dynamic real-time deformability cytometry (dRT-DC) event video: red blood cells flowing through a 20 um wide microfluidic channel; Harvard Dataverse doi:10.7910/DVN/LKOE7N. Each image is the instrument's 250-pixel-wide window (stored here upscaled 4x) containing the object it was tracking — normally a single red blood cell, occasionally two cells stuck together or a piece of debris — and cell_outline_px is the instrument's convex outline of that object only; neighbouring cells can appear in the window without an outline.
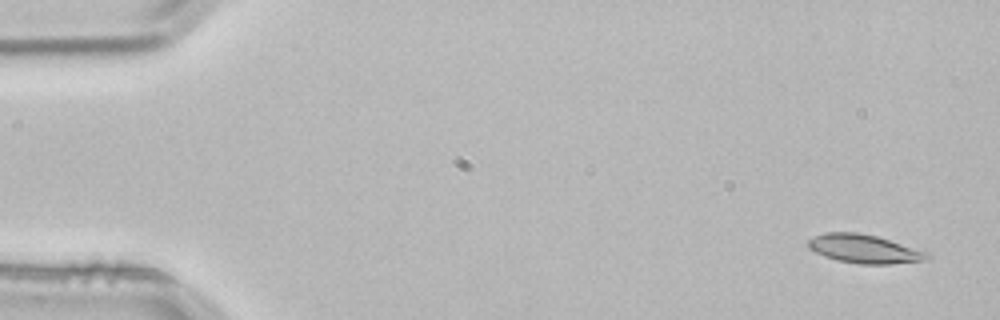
{"species": "common noctule bat (a hibernating species)", "species_latin": "Nyctalus noctula", "temperature_condition": "room temperature", "stored_images_in_passage": 3, "camera_frame_rate_fps": 3000, "um_per_image_px": 0.085, "animal": {"sex": "male", "body_mass_g": 21.5, "forearm_length_mm": 52.0}, "frame": {"image": 1, "passage_image": 1, "time_ms": 0.0, "image_size_px": [1000, 320], "cell_outline_px": [[932, 256], [920, 260], [892, 264], [860, 264], [836, 260], [824, 256], [808, 248], [808, 240], [812, 236], [824, 232], [856, 232], [876, 236], [928, 252]], "centroid_in_image_um": [73.4, 21.15], "position_along_channel_um": 11.6, "area_um2": 19.71}}
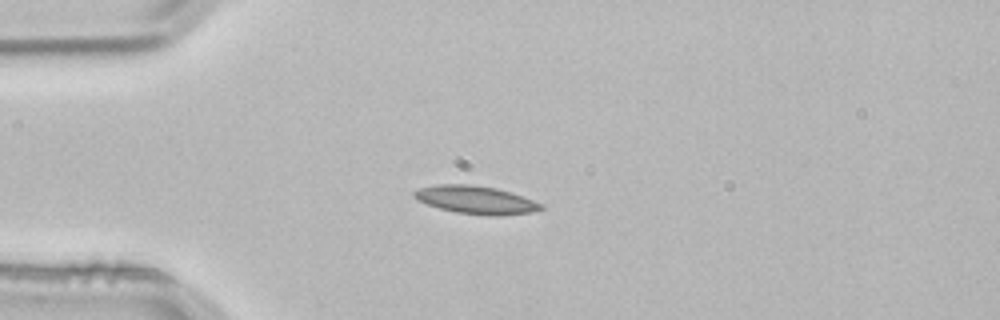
{"frame": {"image": 2, "passage_image": 3, "time_ms": 0.667, "image_size_px": [1000, 320], "cell_outline_px": [[544, 208], [532, 212], [500, 216], [488, 216], [456, 212], [440, 208], [416, 200], [412, 196], [412, 192], [420, 188], [440, 184], [468, 184], [496, 188], [512, 192], [544, 204]], "centroid_in_image_um": [40.47, 16.99], "position_along_channel_um": 44.5, "area_um2": 20.81}}